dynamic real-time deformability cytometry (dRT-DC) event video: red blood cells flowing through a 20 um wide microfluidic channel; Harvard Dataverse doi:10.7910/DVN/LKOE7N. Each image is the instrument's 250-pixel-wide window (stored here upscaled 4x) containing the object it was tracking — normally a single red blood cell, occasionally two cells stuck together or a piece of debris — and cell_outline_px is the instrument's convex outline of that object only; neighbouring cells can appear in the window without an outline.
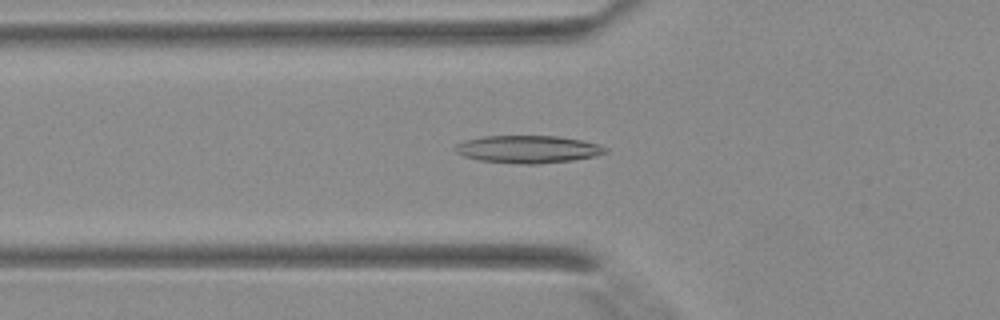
{"species": "Egyptian fruit bat (a non-hibernating species)", "species_latin": "Rousettus aegyptiacus", "temperature_condition": "warm", "stored_images_in_passage": 43, "camera_frame_rate_fps": 3000, "um_per_image_px": 0.085, "animal": {"sex": "female"}, "frame": {"image": 1, "passage_image": 16, "time_ms": 5.0, "image_size_px": [1000, 320], "cell_outline_px": [[608, 152], [596, 156], [572, 160], [536, 164], [524, 164], [480, 160], [464, 156], [456, 152], [456, 144], [464, 140], [484, 136], [560, 136], [580, 140], [596, 144], [608, 148]], "centroid_in_image_um": [44.89, 12.68], "position_along_channel_um": 80.9, "area_um2": 23.93}}
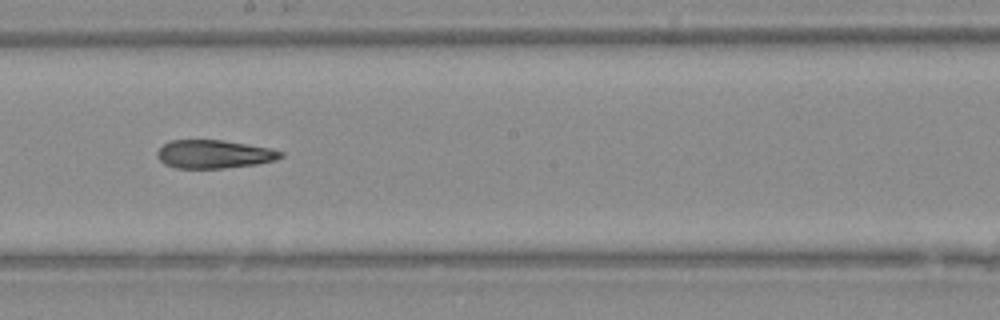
{"frame": {"image": 2, "passage_image": 25, "time_ms": 8.0, "image_size_px": [1000, 320], "cell_outline_px": [[284, 156], [276, 160], [256, 164], [224, 168], [176, 168], [164, 164], [156, 156], [156, 152], [164, 144], [172, 140], [224, 140], [272, 148], [284, 152]], "centroid_in_image_um": [18.22, 13.1], "position_along_channel_um": 230.0, "area_um2": 20.52}}
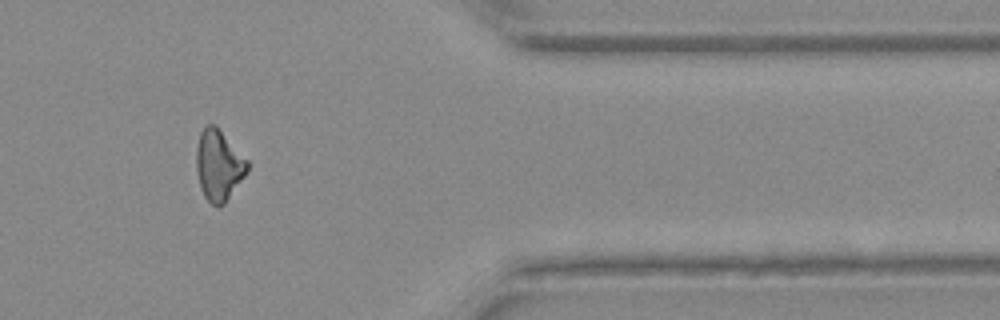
{"frame": {"image": 3, "passage_image": 36, "time_ms": 11.667, "image_size_px": [1000, 320], "cell_outline_px": [[248, 172], [224, 204], [220, 208], [212, 204], [204, 196], [200, 188], [196, 168], [196, 148], [200, 132], [208, 124], [216, 124], [248, 160]], "centroid_in_image_um": [18.59, 14.04], "position_along_channel_um": 392.8, "area_um2": 21.27}}